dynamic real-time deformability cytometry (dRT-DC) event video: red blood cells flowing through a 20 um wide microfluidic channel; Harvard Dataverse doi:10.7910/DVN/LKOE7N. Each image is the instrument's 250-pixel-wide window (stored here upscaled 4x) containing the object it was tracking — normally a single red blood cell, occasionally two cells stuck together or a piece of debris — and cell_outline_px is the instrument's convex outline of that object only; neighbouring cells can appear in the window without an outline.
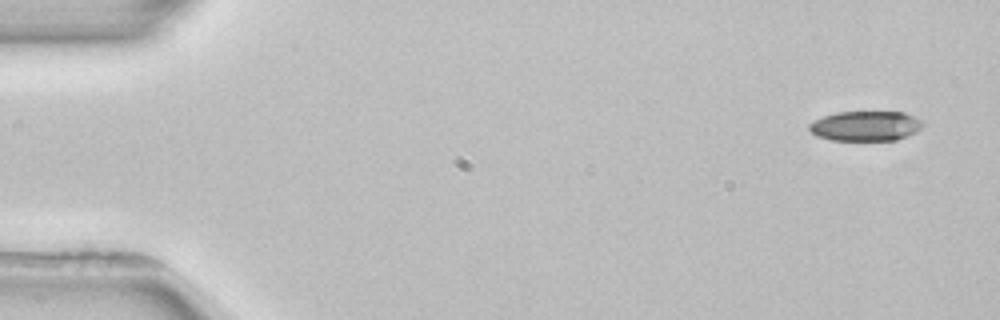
{"species": "common noctule bat (a hibernating species)", "species_latin": "Nyctalus noctula", "temperature_condition": "room temperature", "stored_images_in_passage": 5, "camera_frame_rate_fps": 3000, "um_per_image_px": 0.085, "animal": {"sex": "female", "body_mass_g": 22.7, "forearm_length_mm": 54.2}, "frame": {"image": 1, "passage_image": 1, "time_ms": 0.0, "image_size_px": [1000, 320], "cell_outline_px": [[924, 124], [916, 132], [896, 140], [832, 140], [816, 136], [808, 128], [808, 124], [824, 116], [836, 112], [904, 112], [920, 120]], "centroid_in_image_um": [73.56, 10.71], "position_along_channel_um": 11.4, "area_um2": 19.65}}